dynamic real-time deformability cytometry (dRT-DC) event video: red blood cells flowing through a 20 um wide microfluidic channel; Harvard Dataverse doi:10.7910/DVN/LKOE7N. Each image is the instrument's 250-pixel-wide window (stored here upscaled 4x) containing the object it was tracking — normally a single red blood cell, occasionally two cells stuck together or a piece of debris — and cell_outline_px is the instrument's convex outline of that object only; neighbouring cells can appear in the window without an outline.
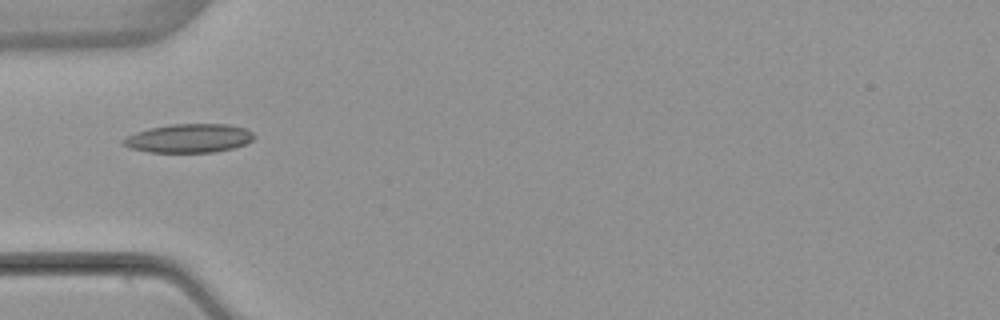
{"species": "common noctule bat (a hibernating species)", "species_latin": "Nyctalus noctula", "temperature_condition": "warm", "stored_images_in_passage": 1, "camera_frame_rate_fps": 3000, "um_per_image_px": 0.085, "animal": {"sex": "female", "body_mass_g": 22.7, "forearm_length_mm": 54.2}, "frame": {"image": 1, "passage_image": 1, "time_ms": 0.0, "image_size_px": [1000, 320], "cell_outline_px": [[256, 136], [252, 140], [244, 144], [232, 148], [216, 152], [148, 152], [128, 148], [120, 144], [120, 140], [136, 132], [152, 128], [172, 124], [228, 124], [244, 128], [252, 132]], "centroid_in_image_um": [16.03, 11.76], "position_along_channel_um": 69.0, "area_um2": 21.91}}